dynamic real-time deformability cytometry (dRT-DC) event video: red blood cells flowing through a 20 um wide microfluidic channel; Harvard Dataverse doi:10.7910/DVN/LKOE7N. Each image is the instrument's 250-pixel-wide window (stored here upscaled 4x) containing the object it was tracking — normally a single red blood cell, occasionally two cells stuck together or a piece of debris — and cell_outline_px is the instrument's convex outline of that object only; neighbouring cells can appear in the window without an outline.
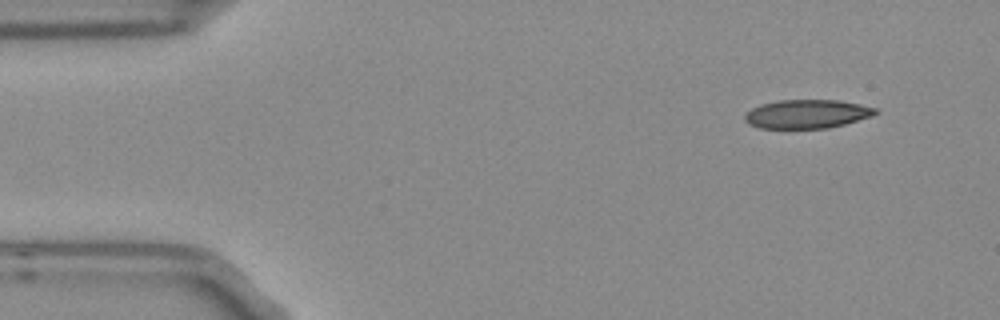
{"species": "Egyptian fruit bat (a non-hibernating species)", "species_latin": "Rousettus aegyptiacus", "temperature_condition": "room temperature", "stored_images_in_passage": 6, "camera_frame_rate_fps": 3000, "um_per_image_px": 0.085, "frame": {"image": 1, "passage_image": 1, "time_ms": 0.0, "image_size_px": [1000, 320], "cell_outline_px": [[880, 112], [872, 116], [844, 124], [828, 128], [760, 128], [748, 124], [744, 120], [744, 116], [752, 108], [760, 104], [780, 100], [836, 100], [860, 104], [876, 108]], "centroid_in_image_um": [68.59, 9.69], "position_along_channel_um": 16.4, "area_um2": 21.85}}
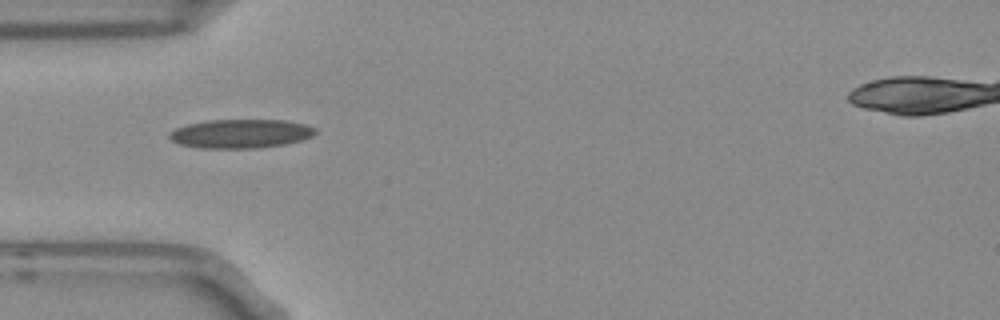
{"frame": {"image": 2, "passage_image": 4, "time_ms": 1.0, "image_size_px": [1000, 320], "cell_outline_px": [[316, 132], [312, 136], [300, 140], [284, 144], [256, 148], [204, 148], [180, 144], [172, 140], [168, 136], [168, 132], [176, 128], [188, 124], [208, 120], [284, 120], [304, 124], [316, 128]], "centroid_in_image_um": [20.44, 11.35], "position_along_channel_um": 64.6, "area_um2": 24.39}}
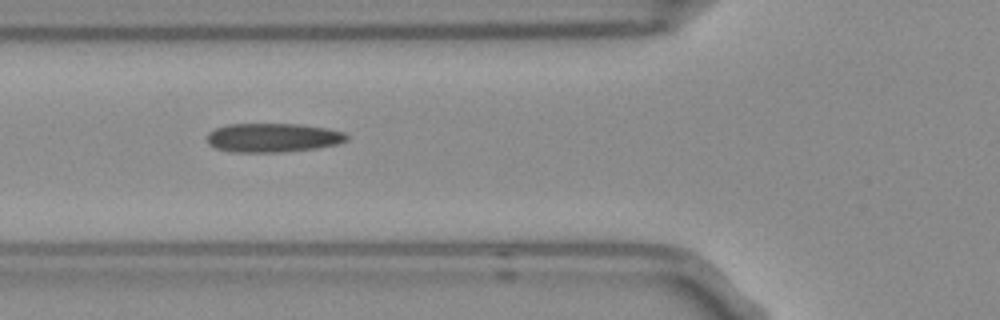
{"frame": {"image": 3, "passage_image": 5, "time_ms": 1.333, "image_size_px": [1000, 320], "cell_outline_px": [[348, 140], [336, 144], [316, 148], [280, 152], [232, 152], [216, 148], [208, 144], [208, 132], [216, 128], [228, 124], [300, 124], [324, 128], [344, 132], [348, 136]], "centroid_in_image_um": [23.18, 11.7], "position_along_channel_um": 102.6, "area_um2": 23.47}}